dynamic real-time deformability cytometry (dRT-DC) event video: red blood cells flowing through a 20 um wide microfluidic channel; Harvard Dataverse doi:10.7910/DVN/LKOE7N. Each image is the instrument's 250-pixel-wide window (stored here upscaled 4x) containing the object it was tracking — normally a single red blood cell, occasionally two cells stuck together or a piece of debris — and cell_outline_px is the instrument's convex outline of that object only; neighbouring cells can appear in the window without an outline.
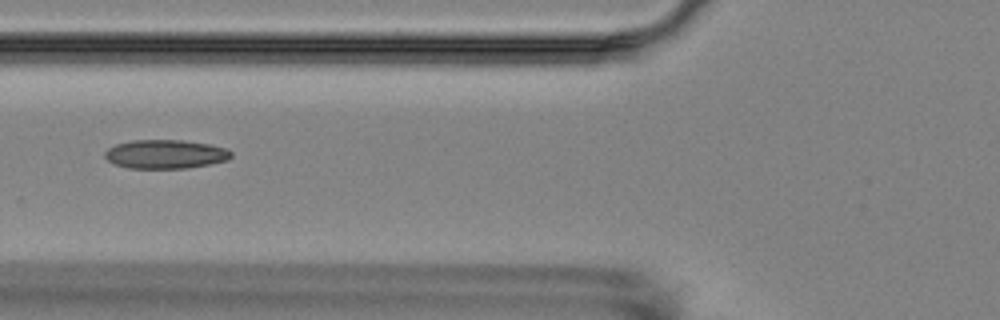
{"species": "Egyptian fruit bat (a non-hibernating species)", "species_latin": "Rousettus aegyptiacus", "temperature_condition": "room temperature", "stored_images_in_passage": 10, "camera_frame_rate_fps": 3000, "um_per_image_px": 0.085, "animal": {"sex": "female"}, "frame": {"image": 1, "passage_image": 7, "time_ms": 7.0, "image_size_px": [1000, 320], "cell_outline_px": [[232, 156], [228, 160], [188, 168], [128, 168], [116, 164], [108, 160], [104, 156], [104, 152], [108, 148], [116, 144], [132, 140], [184, 140], [208, 144], [224, 148], [232, 152]], "centroid_in_image_um": [14.05, 13.1], "position_along_channel_um": 111.8, "area_um2": 21.15}}
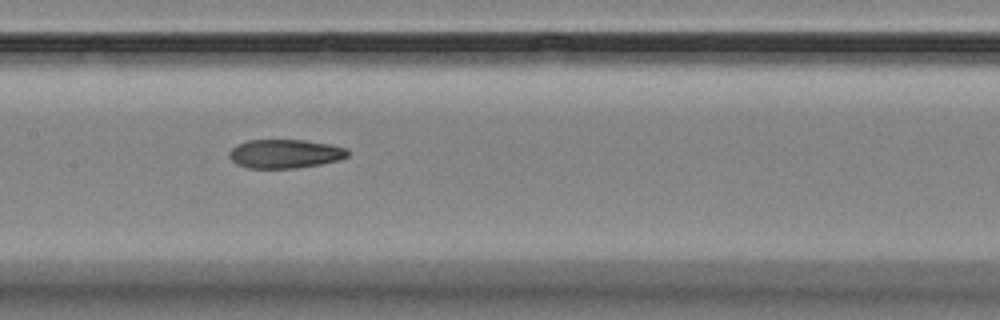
{"frame": {"image": 2, "passage_image": 9, "time_ms": 9.0, "image_size_px": [1000, 320], "cell_outline_px": [[348, 156], [340, 160], [320, 164], [296, 168], [248, 168], [236, 164], [228, 156], [232, 148], [248, 140], [304, 140], [332, 144], [348, 148]], "centroid_in_image_um": [24.26, 13.07], "position_along_channel_um": 183.1, "area_um2": 19.94}}
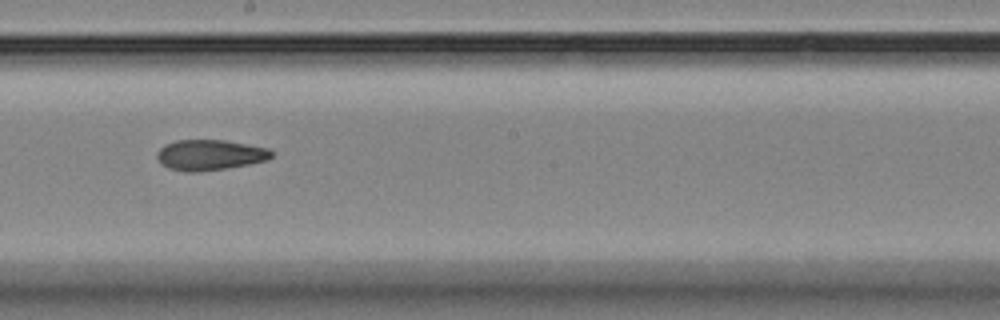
{"frame": {"image": 3, "passage_image": 10, "time_ms": 10.333, "image_size_px": [1000, 320], "cell_outline_px": [[272, 156], [268, 160], [248, 164], [224, 168], [196, 172], [188, 172], [168, 168], [160, 164], [156, 156], [156, 152], [164, 144], [176, 140], [224, 140], [268, 148], [272, 152]], "centroid_in_image_um": [17.79, 13.16], "position_along_channel_um": 230.4, "area_um2": 20.35}}